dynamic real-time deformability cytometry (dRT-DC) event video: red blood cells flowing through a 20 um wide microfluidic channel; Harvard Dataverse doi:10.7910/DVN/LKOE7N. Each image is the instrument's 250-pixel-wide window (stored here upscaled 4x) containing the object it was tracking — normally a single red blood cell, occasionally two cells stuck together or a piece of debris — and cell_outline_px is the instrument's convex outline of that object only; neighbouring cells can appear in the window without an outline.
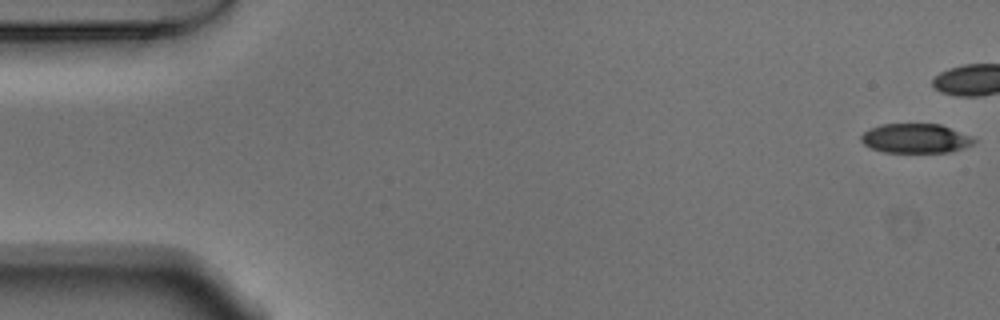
{"species": "Egyptian fruit bat (a non-hibernating species)", "species_latin": "Rousettus aegyptiacus", "temperature_condition": "warm", "stored_images_in_passage": 42, "camera_frame_rate_fps": 3000, "um_per_image_px": 0.085, "animal": {"sex": "male"}, "frame": {"image": 1, "passage_image": 1, "time_ms": 0.0, "image_size_px": [1000, 320], "cell_outline_px": [[976, 140], [972, 144], [948, 152], [884, 152], [872, 148], [864, 144], [860, 140], [860, 136], [868, 128], [880, 124], [940, 124], [972, 136]], "centroid_in_image_um": [77.78, 11.75], "position_along_channel_um": 7.2, "area_um2": 19.25}}
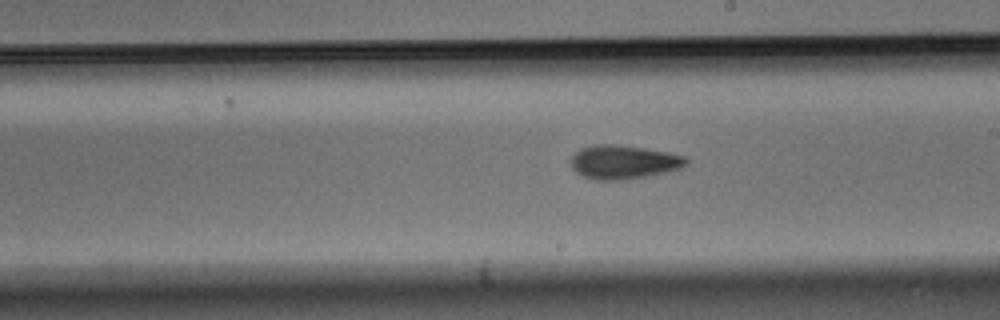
{"frame": {"image": 2, "passage_image": 30, "time_ms": 9.667, "image_size_px": [1000, 320], "cell_outline_px": [[688, 164], [680, 168], [648, 176], [624, 180], [596, 180], [584, 176], [576, 172], [572, 168], [572, 156], [580, 148], [592, 144], [616, 144], [644, 148], [668, 152], [684, 156], [688, 160]], "centroid_in_image_um": [53.0, 13.77], "position_along_channel_um": 236.0, "area_um2": 22.72}}
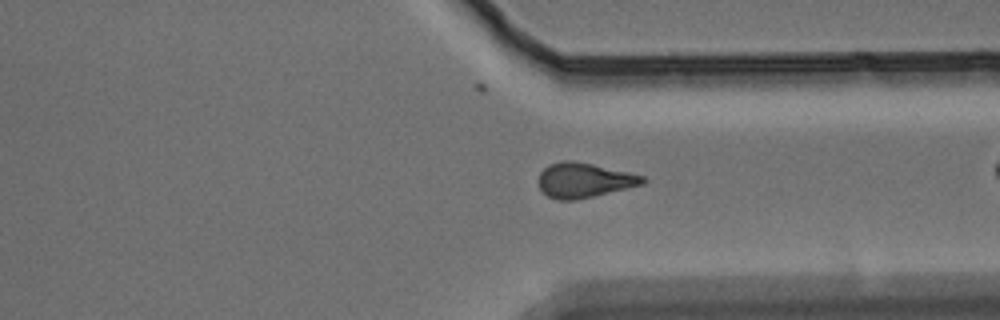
{"frame": {"image": 3, "passage_image": 40, "time_ms": 13.0, "image_size_px": [1000, 320], "cell_outline_px": [[648, 180], [644, 184], [576, 200], [556, 200], [548, 196], [540, 188], [540, 172], [548, 164], [560, 160], [572, 160], [592, 164], [628, 172], [644, 176]], "centroid_in_image_um": [49.65, 15.31], "position_along_channel_um": 361.8, "area_um2": 21.04}}